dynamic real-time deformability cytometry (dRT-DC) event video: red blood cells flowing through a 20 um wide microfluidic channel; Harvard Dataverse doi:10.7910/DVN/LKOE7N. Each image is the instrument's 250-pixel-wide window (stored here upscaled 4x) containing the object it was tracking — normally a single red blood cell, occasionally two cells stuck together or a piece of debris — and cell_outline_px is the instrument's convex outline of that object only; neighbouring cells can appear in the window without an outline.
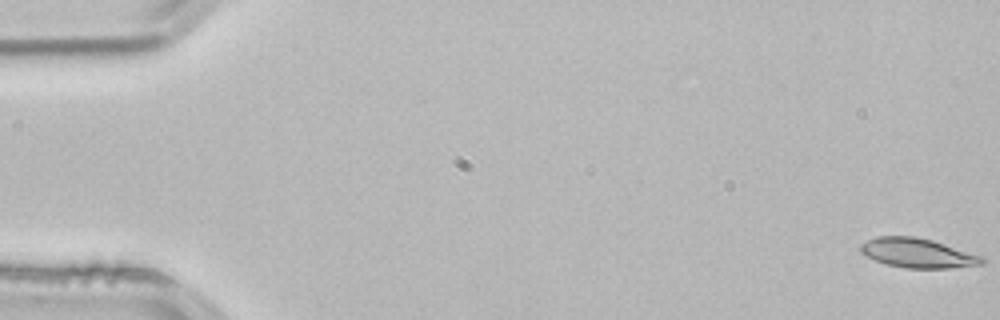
{"species": "common noctule bat (a hibernating species)", "species_latin": "Nyctalus noctula", "temperature_condition": "room temperature", "stored_images_in_passage": 3, "camera_frame_rate_fps": 3000, "um_per_image_px": 0.085, "animal": {"sex": "male", "body_mass_g": 21.5, "forearm_length_mm": 52.0}, "frame": {"image": 1, "passage_image": 1, "time_ms": 0.0, "image_size_px": [1000, 320], "cell_outline_px": [[984, 264], [948, 268], [908, 268], [888, 264], [876, 260], [860, 252], [860, 244], [876, 236], [912, 236], [932, 240], [984, 256]], "centroid_in_image_um": [78.03, 21.5], "position_along_channel_um": 7.0, "area_um2": 20.69}}